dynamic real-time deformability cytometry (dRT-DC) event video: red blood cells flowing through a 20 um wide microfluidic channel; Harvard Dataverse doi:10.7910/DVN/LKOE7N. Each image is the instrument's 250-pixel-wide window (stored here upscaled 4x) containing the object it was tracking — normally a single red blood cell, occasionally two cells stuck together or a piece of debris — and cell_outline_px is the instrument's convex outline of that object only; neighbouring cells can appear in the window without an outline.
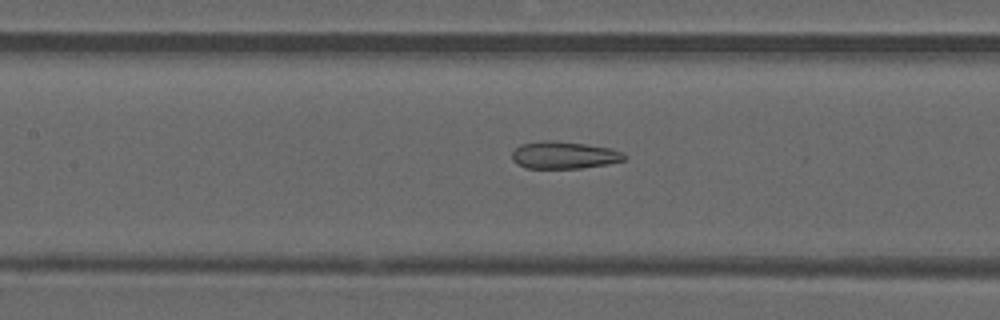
{"species": "common noctule bat (a hibernating species)", "species_latin": "Nyctalus noctula", "temperature_condition": "warm", "stored_images_in_passage": 47, "camera_frame_rate_fps": 3000, "um_per_image_px": 0.085, "animal": {"sex": "male", "forearm_length_mm": 52.5}, "frame": {"image": 1, "passage_image": 20, "time_ms": 6.333, "image_size_px": [1000, 320], "cell_outline_px": [[628, 156], [624, 160], [608, 164], [584, 168], [528, 168], [516, 164], [512, 160], [512, 152], [520, 144], [540, 140], [556, 140], [612, 148]], "centroid_in_image_um": [47.93, 13.18], "position_along_channel_um": 159.5, "area_um2": 18.03}}
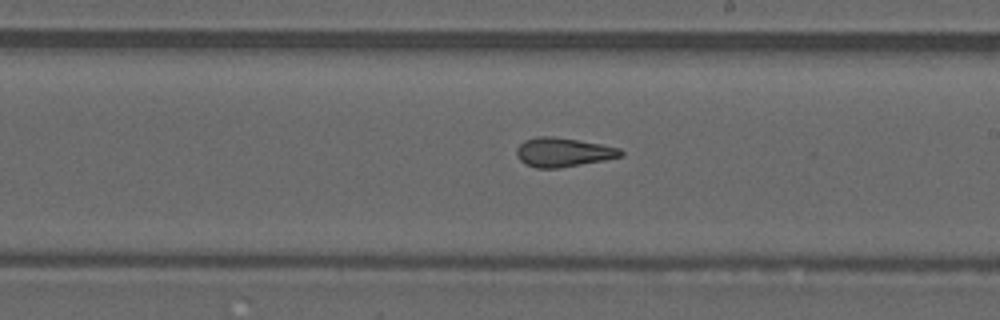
{"frame": {"image": 2, "passage_image": 26, "time_ms": 8.333, "image_size_px": [1000, 320], "cell_outline_px": [[624, 156], [604, 160], [560, 168], [536, 168], [524, 164], [516, 156], [516, 148], [524, 140], [536, 136], [552, 136], [600, 144], [620, 148], [624, 152]], "centroid_in_image_um": [47.84, 12.94], "position_along_channel_um": 241.2, "area_um2": 17.74}}
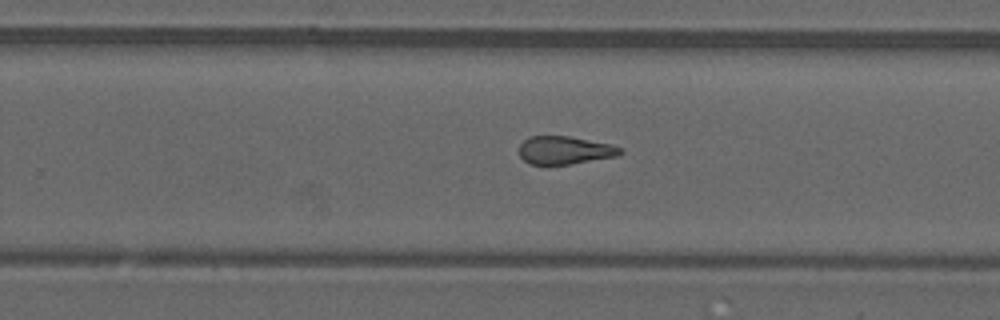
{"frame": {"image": 3, "passage_image": 29, "time_ms": 9.333, "image_size_px": [1000, 320], "cell_outline_px": [[624, 152], [620, 156], [568, 164], [528, 164], [520, 156], [520, 144], [528, 136], [568, 136], [612, 144], [624, 148]], "centroid_in_image_um": [48.06, 12.76], "position_along_channel_um": 281.7, "area_um2": 16.65}, "authors_computed_cell_mechanics": {"area_um2": 17.8024, "velocity_mm_per_s": 4.1097, "shape_relaxation_time_tau1_ms": null, "shape_relaxation_time_tau2_ms": 2.6218, "deformation_change_tau1": null, "deformation_change_tau2": 0.1285}}